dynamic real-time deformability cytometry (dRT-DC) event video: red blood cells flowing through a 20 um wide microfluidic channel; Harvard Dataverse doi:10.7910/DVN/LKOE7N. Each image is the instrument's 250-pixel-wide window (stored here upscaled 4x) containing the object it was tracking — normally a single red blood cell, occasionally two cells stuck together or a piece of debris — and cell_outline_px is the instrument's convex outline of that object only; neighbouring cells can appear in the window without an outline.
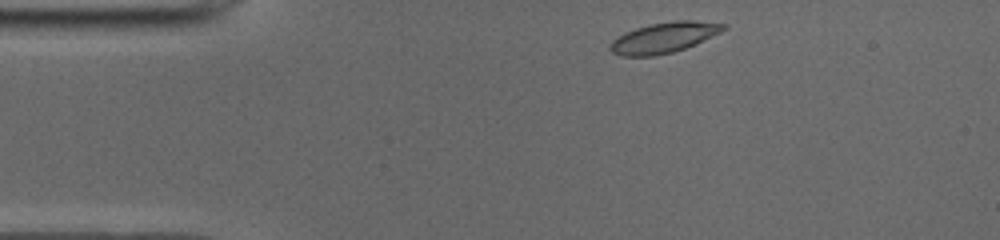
{"species": "common noctule bat (a hibernating species)", "species_latin": "Nyctalus noctula", "temperature_condition": "cold", "stored_images_in_passage": 18, "camera_frame_rate_fps": 3000, "um_per_image_px": 0.085, "animal": {"sex": "male", "body_mass_g": 19.0, "forearm_length_mm": 50.8}, "frame": {"image": 1, "passage_image": 1, "time_ms": 0.0, "image_size_px": [1000, 240], "cell_outline_px": [[728, 28], [720, 32], [684, 48], [672, 52], [652, 56], [620, 56], [612, 52], [608, 48], [612, 40], [624, 32], [636, 28], [652, 24], [676, 20], [696, 20], [728, 24]], "centroid_in_image_um": [56.41, 3.18], "position_along_channel_um": 28.6, "area_um2": 20.0}}
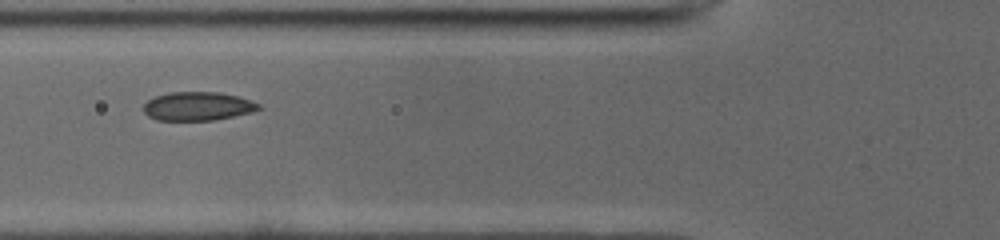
{"frame": {"image": 2, "passage_image": 11, "time_ms": 3.333, "image_size_px": [1000, 240], "cell_outline_px": [[260, 108], [252, 112], [212, 120], [156, 120], [148, 116], [144, 112], [144, 104], [148, 100], [156, 96], [168, 92], [220, 92], [236, 96], [260, 104]], "centroid_in_image_um": [16.77, 9.02], "position_along_channel_um": 109.0, "area_um2": 19.02}}
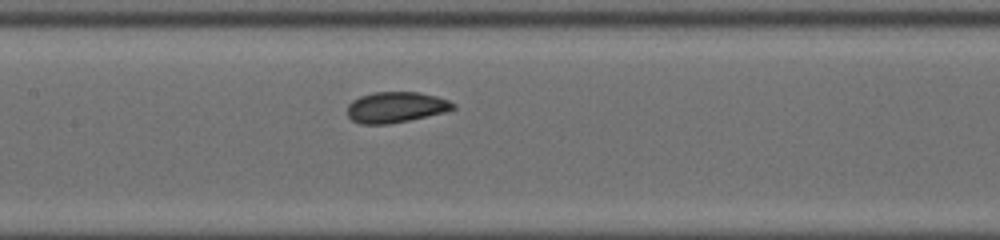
{"frame": {"image": 3, "passage_image": 16, "time_ms": 5.0, "image_size_px": [1000, 240], "cell_outline_px": [[456, 108], [444, 112], [408, 120], [388, 124], [360, 124], [352, 120], [348, 116], [348, 104], [352, 100], [360, 96], [372, 92], [420, 92], [436, 96], [448, 100], [456, 104]], "centroid_in_image_um": [33.64, 9.11], "position_along_channel_um": 173.8, "area_um2": 18.96}}